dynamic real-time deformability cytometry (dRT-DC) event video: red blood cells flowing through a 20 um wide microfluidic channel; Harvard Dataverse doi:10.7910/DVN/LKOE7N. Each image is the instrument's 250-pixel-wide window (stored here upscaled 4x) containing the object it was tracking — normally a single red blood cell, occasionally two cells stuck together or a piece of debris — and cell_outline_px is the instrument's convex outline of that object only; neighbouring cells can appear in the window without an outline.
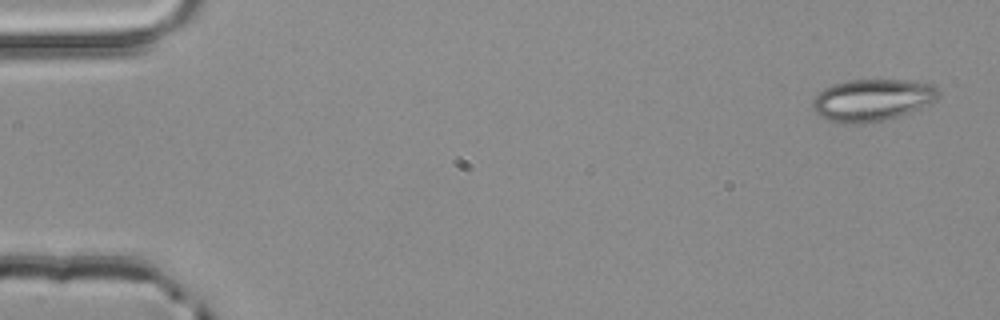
{"species": "common noctule bat (a hibernating species)", "species_latin": "Nyctalus noctula", "temperature_condition": "room temperature", "stored_images_in_passage": 4, "camera_frame_rate_fps": 3000, "um_per_image_px": 0.085, "animal": {"sex": "male", "body_mass_g": 20.4}, "frame": {"image": 1, "passage_image": 1, "time_ms": 0.0, "image_size_px": [1000, 320], "cell_outline_px": [[940, 96], [936, 100], [896, 116], [884, 120], [864, 124], [848, 124], [828, 120], [820, 116], [812, 108], [812, 100], [824, 88], [832, 84], [848, 80], [904, 80], [928, 84], [936, 88], [940, 92]], "centroid_in_image_um": [74.07, 8.5], "position_along_channel_um": 10.9, "area_um2": 30.4}}